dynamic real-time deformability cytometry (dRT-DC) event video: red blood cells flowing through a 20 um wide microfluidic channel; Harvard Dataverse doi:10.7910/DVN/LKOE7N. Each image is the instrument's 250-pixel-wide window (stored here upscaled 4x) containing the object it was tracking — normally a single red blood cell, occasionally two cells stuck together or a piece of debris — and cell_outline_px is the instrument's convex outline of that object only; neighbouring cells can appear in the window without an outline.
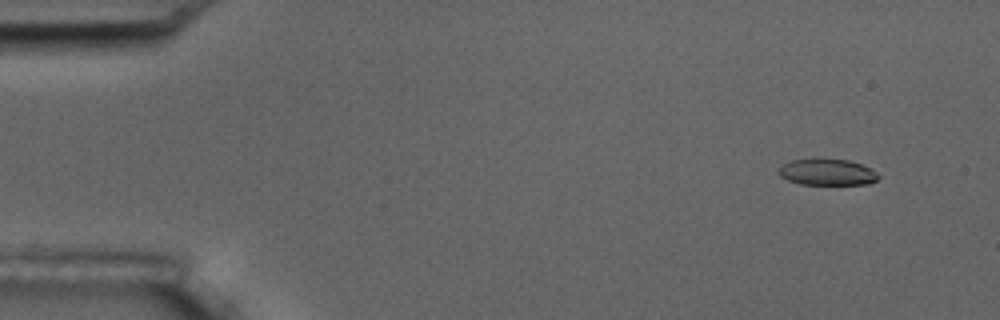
{"species": "common noctule bat (a hibernating species)", "species_latin": "Nyctalus noctula", "temperature_condition": "room temperature", "stored_images_in_passage": 8, "camera_frame_rate_fps": 3000, "um_per_image_px": 0.085, "animal": {"sex": "male", "body_mass_g": 17.5, "forearm_length_mm": 52.3}, "frame": {"image": 1, "passage_image": 2, "time_ms": 1.0, "image_size_px": [1000, 320], "cell_outline_px": [[880, 176], [876, 180], [868, 184], [800, 184], [788, 180], [780, 176], [776, 172], [780, 164], [792, 160], [816, 156], [848, 160], [860, 164], [876, 172]], "centroid_in_image_um": [70.22, 14.59], "position_along_channel_um": 14.8, "area_um2": 15.84}}
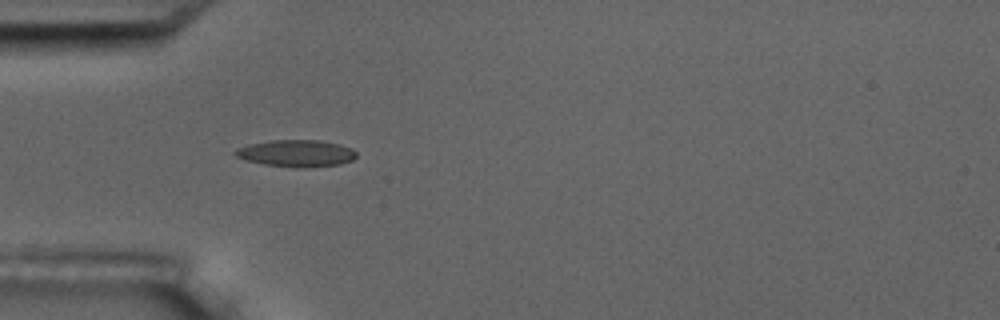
{"frame": {"image": 2, "passage_image": 6, "time_ms": 5.333, "image_size_px": [1000, 320], "cell_outline_px": [[356, 156], [352, 160], [340, 164], [264, 164], [248, 160], [236, 156], [232, 152], [236, 148], [248, 144], [272, 140], [316, 140], [340, 144], [352, 148], [356, 152]], "centroid_in_image_um": [25.15, 12.96], "position_along_channel_um": 59.8, "area_um2": 17.8}}